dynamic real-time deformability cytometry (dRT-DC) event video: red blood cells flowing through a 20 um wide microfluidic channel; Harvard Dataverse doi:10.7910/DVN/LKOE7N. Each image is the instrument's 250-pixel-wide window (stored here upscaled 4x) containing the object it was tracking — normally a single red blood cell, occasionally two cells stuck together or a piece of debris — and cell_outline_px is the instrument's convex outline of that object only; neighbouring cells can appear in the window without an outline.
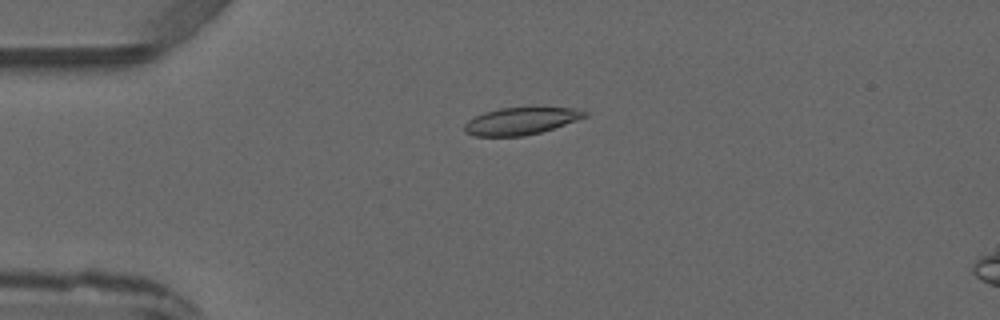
{"species": "common noctule bat (a hibernating species)", "species_latin": "Nyctalus noctula", "temperature_condition": "warm", "stored_images_in_passage": 2, "camera_frame_rate_fps": 3000, "um_per_image_px": 0.085, "animal": {"sex": "male", "forearm_length_mm": 52.5}, "frame": {"image": 1, "passage_image": 1, "time_ms": 0.0, "image_size_px": [1000, 320], "cell_outline_px": [[588, 116], [540, 132], [524, 136], [472, 136], [464, 132], [464, 124], [468, 120], [484, 112], [500, 108], [572, 108], [588, 112]], "centroid_in_image_um": [44.22, 10.3], "position_along_channel_um": 40.8, "area_um2": 18.79}}